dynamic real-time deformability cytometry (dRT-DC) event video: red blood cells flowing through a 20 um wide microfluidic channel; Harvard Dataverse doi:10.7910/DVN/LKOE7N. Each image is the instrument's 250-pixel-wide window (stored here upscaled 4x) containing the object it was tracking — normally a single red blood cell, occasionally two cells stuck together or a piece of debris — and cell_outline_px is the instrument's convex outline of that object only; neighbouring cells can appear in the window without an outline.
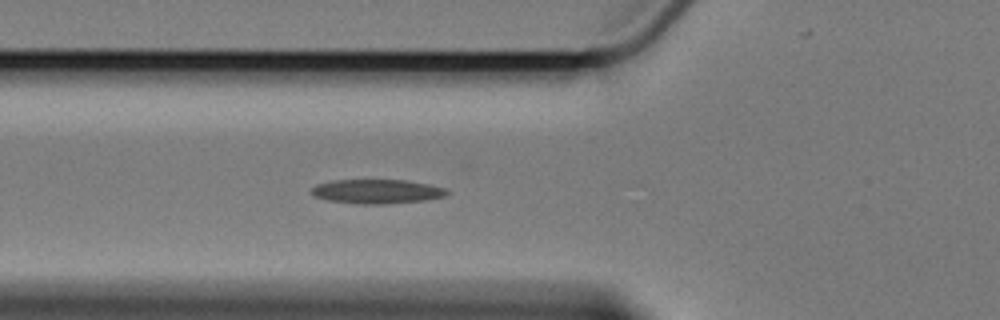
{"species": "Egyptian fruit bat (a non-hibernating species)", "species_latin": "Rousettus aegyptiacus", "temperature_condition": "cold", "stored_images_in_passage": 7, "camera_frame_rate_fps": 3000, "um_per_image_px": 0.085, "animal": {"sex": "female"}, "frame": {"image": 1, "passage_image": 7, "time_ms": 7.0, "image_size_px": [1000, 320], "cell_outline_px": [[448, 192], [444, 196], [424, 200], [384, 204], [360, 204], [328, 200], [316, 196], [312, 192], [312, 188], [316, 184], [332, 180], [408, 180], [428, 184], [444, 188]], "centroid_in_image_um": [32.02, 16.27], "position_along_channel_um": 93.8, "area_um2": 18.9}}